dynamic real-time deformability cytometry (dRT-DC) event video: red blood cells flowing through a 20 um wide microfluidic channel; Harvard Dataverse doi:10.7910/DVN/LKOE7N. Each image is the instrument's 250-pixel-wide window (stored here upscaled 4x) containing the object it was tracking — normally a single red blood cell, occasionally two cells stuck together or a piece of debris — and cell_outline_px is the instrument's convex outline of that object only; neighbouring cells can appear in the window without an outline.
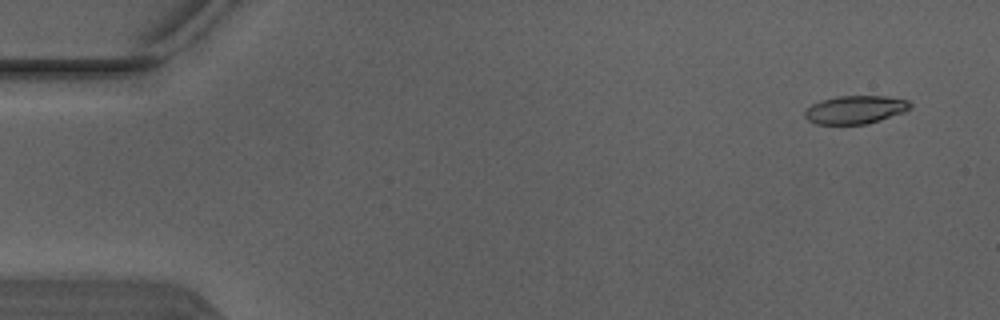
{"species": "Egyptian fruit bat (a non-hibernating species)", "species_latin": "Rousettus aegyptiacus", "temperature_condition": "warm", "stored_images_in_passage": 5, "camera_frame_rate_fps": 3000, "um_per_image_px": 0.085, "animal": {"sex": "male"}, "frame": {"image": 1, "passage_image": 1, "time_ms": 0.0, "image_size_px": [1000, 320], "cell_outline_px": [[912, 108], [904, 112], [880, 120], [864, 124], [816, 124], [808, 120], [804, 116], [804, 112], [812, 104], [820, 100], [836, 96], [884, 96], [908, 100], [912, 104]], "centroid_in_image_um": [72.7, 9.32], "position_along_channel_um": 12.3, "area_um2": 17.34}}